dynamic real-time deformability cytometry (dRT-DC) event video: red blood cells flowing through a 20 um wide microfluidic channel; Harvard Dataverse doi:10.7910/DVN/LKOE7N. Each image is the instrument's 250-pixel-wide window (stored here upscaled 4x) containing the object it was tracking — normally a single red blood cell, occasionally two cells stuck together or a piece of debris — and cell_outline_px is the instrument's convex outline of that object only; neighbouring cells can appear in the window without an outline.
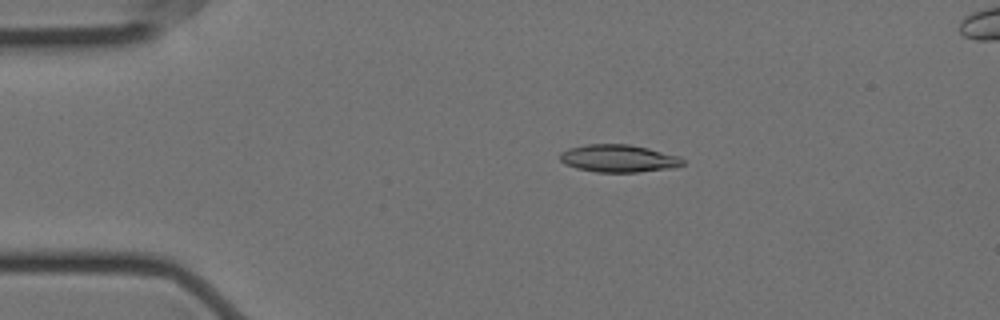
{"species": "Egyptian fruit bat (a non-hibernating species)", "species_latin": "Rousettus aegyptiacus", "temperature_condition": "cold", "stored_images_in_passage": 56, "segment_of_instrument_passage": [1, 2], "camera_frame_rate_fps": 3000, "um_per_image_px": 0.085, "animal": {"sex": "female"}, "frame": {"image": 1, "passage_image": 9, "time_ms": 2.667, "image_size_px": [1000, 320], "cell_outline_px": [[684, 164], [672, 168], [636, 172], [596, 172], [576, 168], [564, 164], [560, 160], [560, 152], [568, 148], [588, 144], [628, 144], [648, 148], [680, 156], [684, 160]], "centroid_in_image_um": [52.56, 13.46], "position_along_channel_um": 32.4, "area_um2": 19.77}}
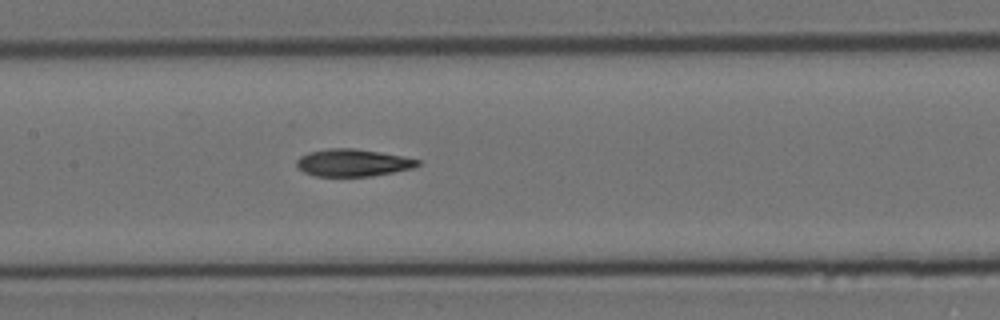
{"frame": {"image": 2, "passage_image": 25, "time_ms": 8.0, "image_size_px": [1000, 320], "cell_outline_px": [[420, 164], [412, 168], [372, 176], [316, 176], [304, 172], [296, 164], [296, 160], [300, 156], [308, 152], [328, 148], [352, 148], [380, 152], [420, 160]], "centroid_in_image_um": [29.96, 13.83], "position_along_channel_um": 177.4, "area_um2": 19.07}}
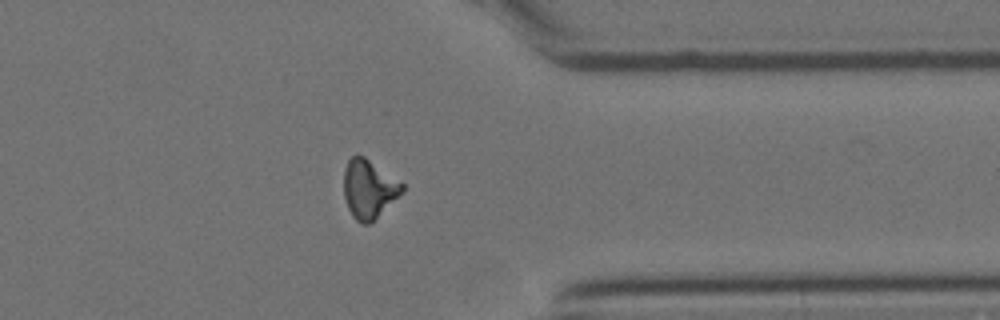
{"frame": {"image": 3, "passage_image": 43, "time_ms": 14.0, "image_size_px": [1000, 320], "cell_outline_px": [[404, 192], [368, 224], [360, 224], [352, 216], [348, 208], [344, 196], [344, 168], [348, 160], [352, 156], [364, 156], [404, 184]], "centroid_in_image_um": [31.34, 16.06], "position_along_channel_um": 380.1, "area_um2": 19.77}}